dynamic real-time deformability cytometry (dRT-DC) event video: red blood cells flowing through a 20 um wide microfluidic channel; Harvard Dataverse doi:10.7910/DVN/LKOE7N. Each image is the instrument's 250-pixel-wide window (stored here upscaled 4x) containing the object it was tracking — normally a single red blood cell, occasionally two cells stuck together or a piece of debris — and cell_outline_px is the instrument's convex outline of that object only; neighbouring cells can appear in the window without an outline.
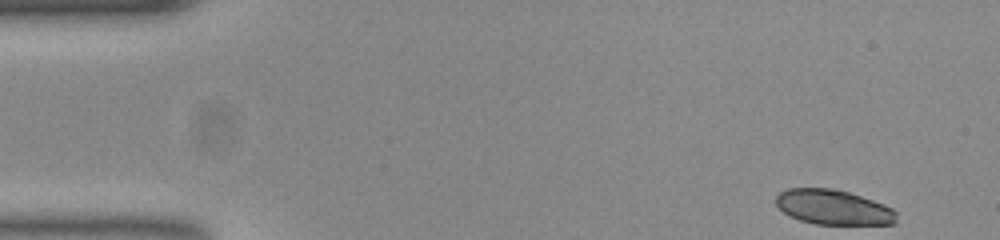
{"species": "common noctule bat (a hibernating species)", "species_latin": "Nyctalus noctula", "temperature_condition": "room temperature", "stored_images_in_passage": 51, "segment_of_instrument_passage": [1, 2], "camera_frame_rate_fps": 3000, "um_per_image_px": 0.085, "animal": {"sex": "female", "body_mass_g": 23.0, "forearm_length_mm": 53.4}, "frame": {"image": 1, "passage_image": 1, "time_ms": 0.0, "image_size_px": [1000, 240], "cell_outline_px": [[896, 224], [816, 224], [800, 220], [788, 216], [776, 204], [776, 196], [780, 192], [788, 188], [832, 188], [848, 192], [884, 204], [892, 208], [896, 212]], "centroid_in_image_um": [70.82, 17.61], "position_along_channel_um": 14.2, "area_um2": 24.45}}
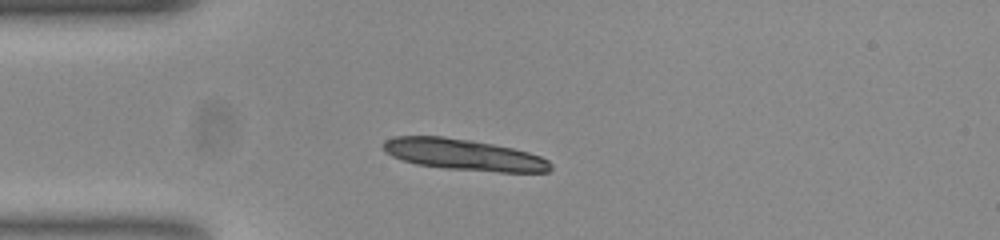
{"frame": {"image": 2, "passage_image": 11, "time_ms": 3.333, "image_size_px": [1000, 240], "cell_outline_px": [[552, 168], [548, 172], [500, 172], [444, 168], [416, 164], [400, 160], [392, 156], [384, 148], [384, 140], [396, 136], [444, 136], [492, 144], [512, 148], [528, 152], [540, 156], [548, 160], [552, 164]], "centroid_in_image_um": [39.43, 13.15], "position_along_channel_um": 45.6, "area_um2": 30.29}}